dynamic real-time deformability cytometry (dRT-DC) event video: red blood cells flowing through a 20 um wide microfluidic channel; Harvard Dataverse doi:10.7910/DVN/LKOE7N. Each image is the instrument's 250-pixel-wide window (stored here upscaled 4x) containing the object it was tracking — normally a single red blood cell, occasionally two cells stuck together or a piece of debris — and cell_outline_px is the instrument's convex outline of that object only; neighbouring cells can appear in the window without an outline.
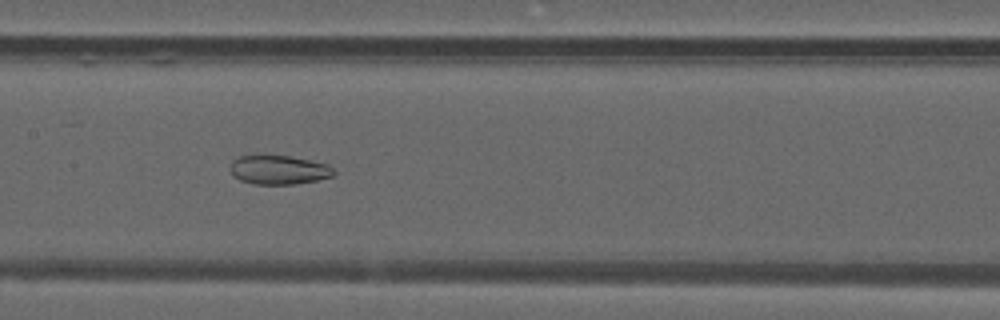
{"species": "common noctule bat (a hibernating species)", "species_latin": "Nyctalus noctula", "temperature_condition": "warm", "stored_images_in_passage": 51, "camera_frame_rate_fps": 3000, "um_per_image_px": 0.085, "animal": {"sex": "male", "forearm_length_mm": 52.5}, "frame": {"image": 1, "passage_image": 25, "time_ms": 8.0, "image_size_px": [1000, 320], "cell_outline_px": [[336, 172], [332, 176], [316, 180], [292, 184], [252, 184], [240, 180], [232, 176], [232, 160], [236, 156], [288, 156], [328, 164]], "centroid_in_image_um": [23.68, 14.44], "position_along_channel_um": 183.7, "area_um2": 17.28}}
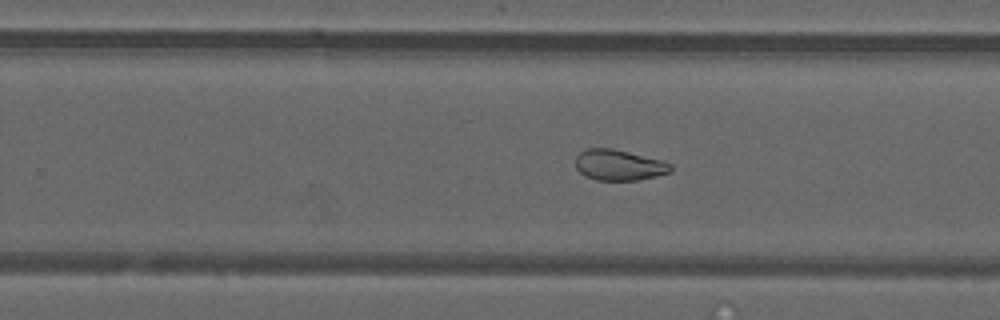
{"frame": {"image": 2, "passage_image": 32, "time_ms": 10.333, "image_size_px": [1000, 320], "cell_outline_px": [[672, 172], [656, 176], [636, 180], [596, 180], [584, 176], [576, 168], [576, 156], [580, 152], [588, 148], [612, 148], [660, 160], [672, 164]], "centroid_in_image_um": [52.6, 14.03], "position_along_channel_um": 277.2, "area_um2": 16.99}}
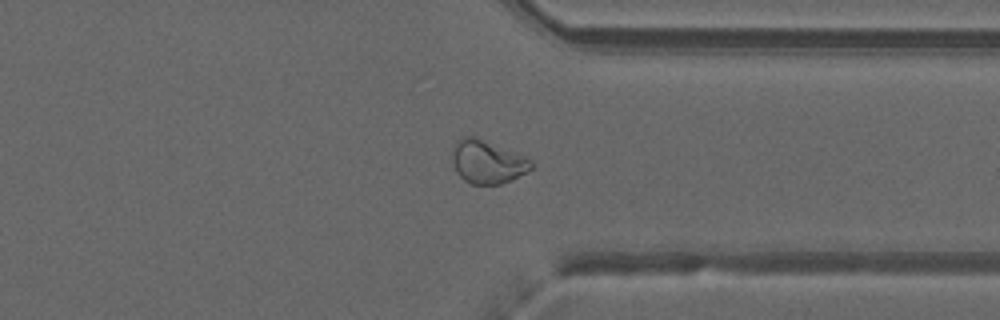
{"frame": {"image": 3, "passage_image": 39, "time_ms": 12.667, "image_size_px": [1000, 320], "cell_outline_px": [[532, 168], [528, 172], [500, 184], [472, 184], [464, 180], [456, 172], [452, 164], [452, 148], [456, 140], [460, 136], [476, 136], [524, 156], [532, 160]], "centroid_in_image_um": [41.38, 13.74], "position_along_channel_um": 370.0, "area_um2": 20.06}, "authors_computed_cell_mechanics": {"area_um2": 22.9466, "velocity_mm_per_s": 4.0343, "shape_relaxation_time_tau1_ms": null, "shape_relaxation_time_tau2_ms": 2.4186, "deformation_change_tau1": null, "deformation_change_tau2": 0.0848}}